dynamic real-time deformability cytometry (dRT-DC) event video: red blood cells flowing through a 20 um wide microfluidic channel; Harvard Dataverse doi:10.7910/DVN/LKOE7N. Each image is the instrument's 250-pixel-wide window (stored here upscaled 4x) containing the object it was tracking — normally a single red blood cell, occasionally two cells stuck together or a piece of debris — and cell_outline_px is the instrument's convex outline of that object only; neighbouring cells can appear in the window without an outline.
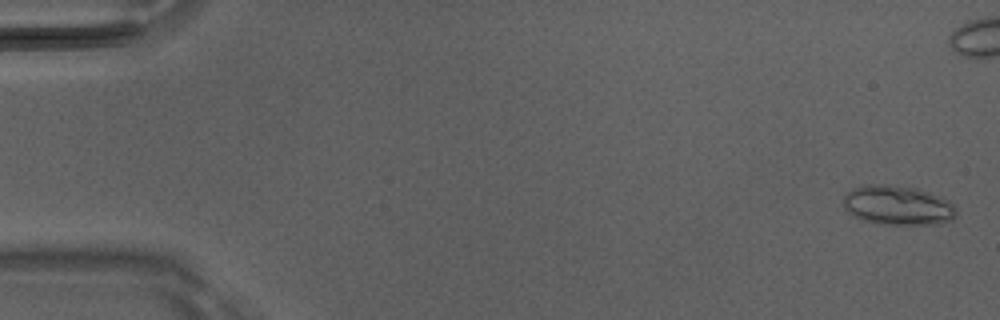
{"species": "Egyptian fruit bat (a non-hibernating species)", "species_latin": "Rousettus aegyptiacus", "temperature_condition": "room temperature", "stored_images_in_passage": 6, "camera_frame_rate_fps": 3000, "um_per_image_px": 0.085, "animal": {"sex": "male"}, "frame": {"image": 1, "passage_image": 1, "time_ms": 0.0, "image_size_px": [1000, 320], "cell_outline_px": [[956, 216], [952, 220], [940, 224], [876, 224], [864, 220], [848, 212], [844, 208], [844, 196], [852, 188], [864, 184], [888, 184], [916, 188], [928, 192], [952, 204], [956, 208]], "centroid_in_image_um": [76.28, 17.45], "position_along_channel_um": 8.7, "area_um2": 25.89}}